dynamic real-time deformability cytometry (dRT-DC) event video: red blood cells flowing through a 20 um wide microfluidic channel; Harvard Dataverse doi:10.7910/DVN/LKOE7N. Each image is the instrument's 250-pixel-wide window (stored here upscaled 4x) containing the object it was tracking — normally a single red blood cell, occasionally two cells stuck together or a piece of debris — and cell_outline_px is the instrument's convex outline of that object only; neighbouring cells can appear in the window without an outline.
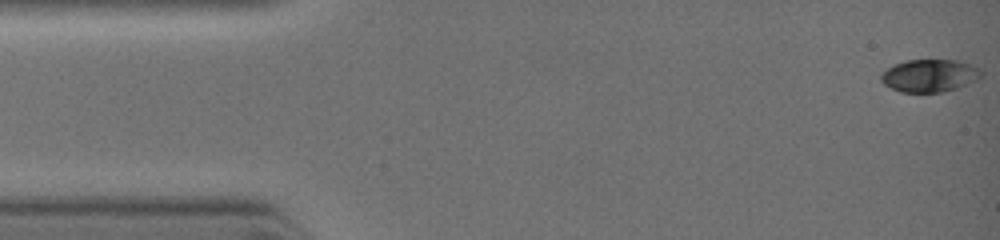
{"species": "common noctule bat (a hibernating species)", "species_latin": "Nyctalus noctula", "temperature_condition": "warm", "stored_images_in_passage": 9, "segment_of_instrument_passage": [1, 2], "camera_frame_rate_fps": 3000, "um_per_image_px": 0.085, "animal": {"sex": "female", "body_mass_g": 19.0, "forearm_length_mm": 51.5}, "frame": {"image": 1, "passage_image": 1, "time_ms": 0.0, "image_size_px": [1000, 240], "cell_outline_px": [[980, 76], [976, 80], [956, 88], [940, 92], [900, 92], [884, 84], [880, 80], [880, 72], [896, 64], [908, 60], [956, 60], [980, 68]], "centroid_in_image_um": [78.96, 6.43], "position_along_channel_um": 6.0, "area_um2": 18.79}}
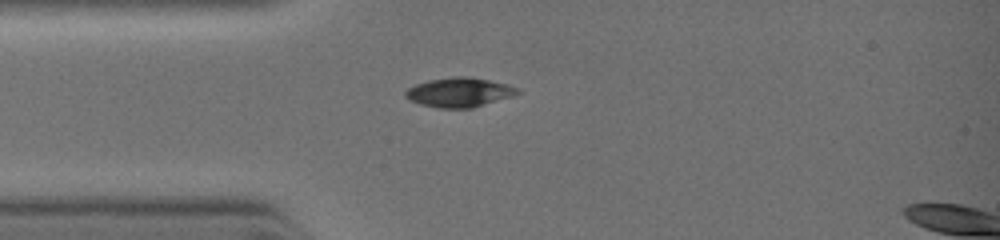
{"frame": {"image": 2, "passage_image": 7, "time_ms": 2.667, "image_size_px": [1000, 240], "cell_outline_px": [[520, 92], [512, 96], [472, 108], [436, 108], [420, 104], [408, 100], [404, 96], [404, 92], [408, 88], [416, 84], [428, 80], [452, 76], [468, 76], [508, 84], [520, 88]], "centroid_in_image_um": [39.01, 7.84], "position_along_channel_um": 46.0, "area_um2": 19.36}}